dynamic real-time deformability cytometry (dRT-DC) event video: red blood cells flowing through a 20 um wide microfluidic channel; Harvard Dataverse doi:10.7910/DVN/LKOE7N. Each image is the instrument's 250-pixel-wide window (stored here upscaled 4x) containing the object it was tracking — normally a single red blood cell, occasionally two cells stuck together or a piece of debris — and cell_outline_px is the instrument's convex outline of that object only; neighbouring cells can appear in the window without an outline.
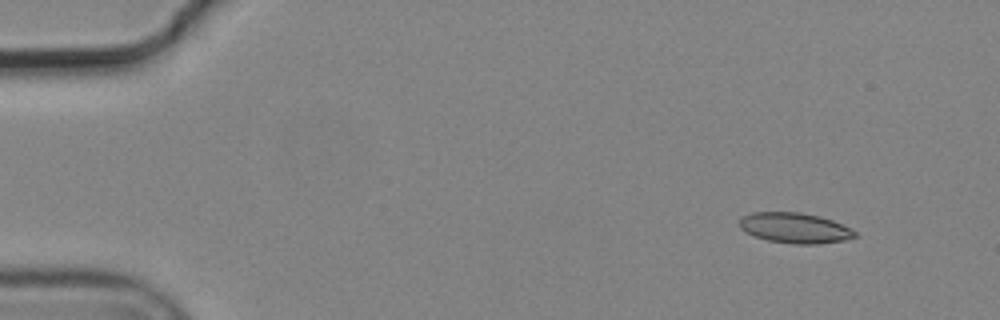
{"species": "common noctule bat (a hibernating species)", "species_latin": "Nyctalus noctula", "temperature_condition": "cold", "stored_images_in_passage": 7, "segment_of_instrument_passage": [2, 2], "camera_frame_rate_fps": 3000, "um_per_image_px": 0.085, "animal": {"sex": "male", "body_mass_g": 19.2, "forearm_length_mm": 51.8}, "frame": {"image": 1, "passage_image": 7, "time_ms": 2.0, "image_size_px": [1000, 320], "cell_outline_px": [[856, 236], [844, 240], [816, 244], [792, 244], [768, 240], [752, 236], [740, 228], [740, 220], [744, 216], [752, 212], [800, 212], [820, 216], [832, 220], [852, 228], [856, 232]], "centroid_in_image_um": [67.56, 19.37], "position_along_channel_um": 17.4, "area_um2": 20.46}}